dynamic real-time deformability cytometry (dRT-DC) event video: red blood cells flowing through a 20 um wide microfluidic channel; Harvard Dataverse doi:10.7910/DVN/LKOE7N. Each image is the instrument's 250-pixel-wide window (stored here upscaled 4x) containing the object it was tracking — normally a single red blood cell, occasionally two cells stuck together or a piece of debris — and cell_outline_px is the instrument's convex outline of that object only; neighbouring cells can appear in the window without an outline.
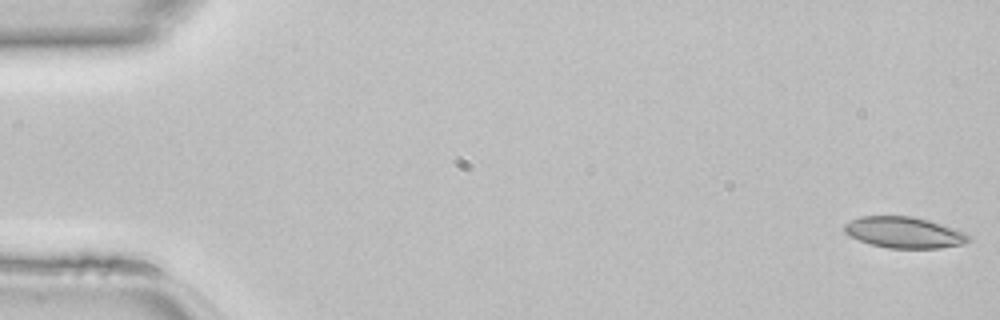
{"species": "common noctule bat (a hibernating species)", "species_latin": "Nyctalus noctula", "temperature_condition": "room temperature", "stored_images_in_passage": 47, "camera_frame_rate_fps": 3000, "um_per_image_px": 0.085, "animal": {"sex": "female", "body_mass_g": 22.7, "forearm_length_mm": 54.2}, "frame": {"image": 1, "passage_image": 1, "time_ms": 0.0, "image_size_px": [1000, 320], "cell_outline_px": [[972, 240], [964, 244], [940, 248], [888, 248], [872, 244], [860, 240], [844, 232], [844, 224], [860, 216], [912, 216], [928, 220], [956, 228], [968, 232]], "centroid_in_image_um": [76.93, 19.76], "position_along_channel_um": 8.1, "area_um2": 22.66}}
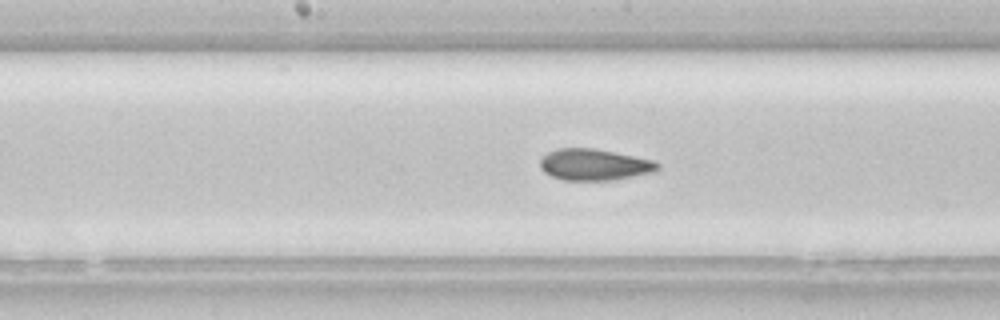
{"frame": {"image": 2, "passage_image": 24, "time_ms": 7.667, "image_size_px": [1000, 320], "cell_outline_px": [[660, 168], [652, 172], [632, 176], [608, 180], [564, 180], [552, 176], [544, 172], [540, 168], [540, 160], [548, 152], [556, 148], [592, 148], [652, 160], [660, 164]], "centroid_in_image_um": [50.47, 13.99], "position_along_channel_um": 197.7, "area_um2": 21.15}}
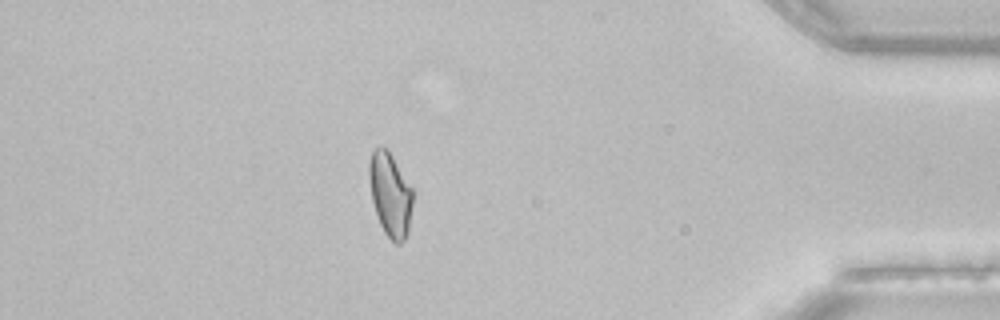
{"frame": {"image": 3, "passage_image": 41, "time_ms": 13.333, "image_size_px": [1000, 320], "cell_outline_px": [[412, 204], [408, 232], [404, 240], [400, 244], [396, 244], [384, 232], [380, 224], [372, 200], [368, 176], [368, 164], [372, 148], [380, 144], [388, 148], [412, 188]], "centroid_in_image_um": [33.14, 16.46], "position_along_channel_um": 402.1, "area_um2": 21.56}}